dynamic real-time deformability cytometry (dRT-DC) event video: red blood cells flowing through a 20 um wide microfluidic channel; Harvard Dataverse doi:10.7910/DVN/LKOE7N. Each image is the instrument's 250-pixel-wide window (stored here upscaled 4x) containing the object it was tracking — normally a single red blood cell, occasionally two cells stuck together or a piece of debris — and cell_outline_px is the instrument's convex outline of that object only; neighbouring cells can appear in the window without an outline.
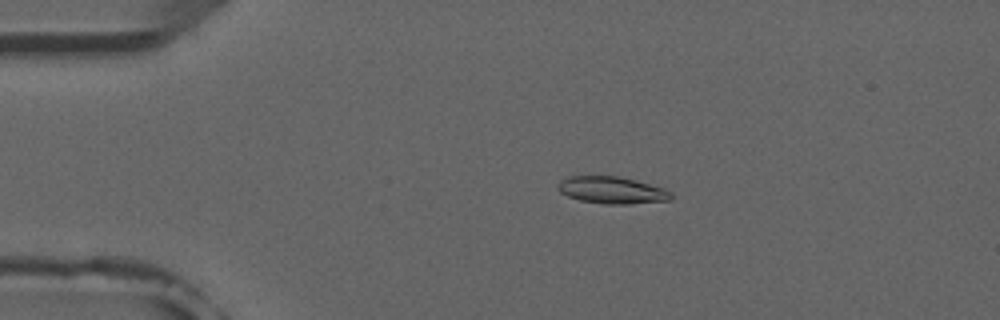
{"species": "common noctule bat (a hibernating species)", "species_latin": "Nyctalus noctula", "temperature_condition": "room temperature", "stored_images_in_passage": 3, "camera_frame_rate_fps": 3000, "um_per_image_px": 0.085, "animal": {"sex": "male", "forearm_length_mm": 52.5}, "frame": {"image": 1, "passage_image": 2, "time_ms": 1.333, "image_size_px": [1000, 320], "cell_outline_px": [[672, 200], [628, 204], [604, 204], [580, 200], [568, 196], [560, 192], [556, 188], [556, 184], [560, 180], [568, 176], [620, 176], [636, 180], [664, 188], [672, 192]], "centroid_in_image_um": [52.0, 16.16], "position_along_channel_um": 33.0, "area_um2": 18.03}}